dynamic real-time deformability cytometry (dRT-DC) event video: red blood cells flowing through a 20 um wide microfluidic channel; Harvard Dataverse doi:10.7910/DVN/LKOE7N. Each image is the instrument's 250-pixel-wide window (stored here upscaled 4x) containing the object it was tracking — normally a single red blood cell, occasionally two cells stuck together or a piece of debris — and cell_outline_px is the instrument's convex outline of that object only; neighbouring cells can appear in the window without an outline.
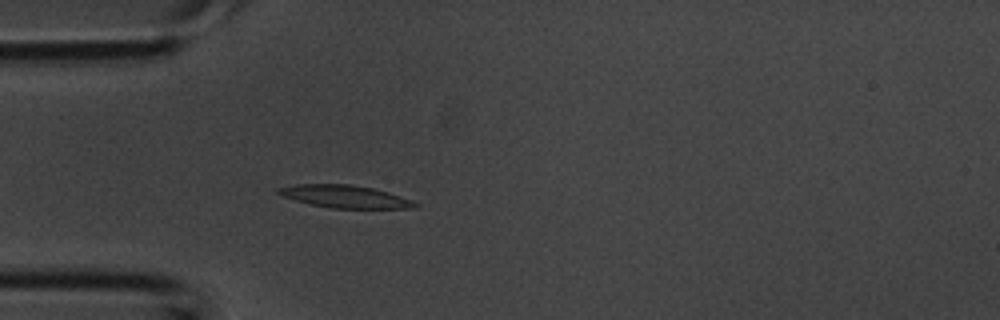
{"species": "common noctule bat (a hibernating species)", "species_latin": "Nyctalus noctula", "temperature_condition": "room temperature", "stored_images_in_passage": 3, "camera_frame_rate_fps": 3000, "um_per_image_px": 0.085, "animal": {"sex": "male", "body_mass_g": 20.1, "forearm_length_mm": 53.5}, "frame": {"image": 1, "passage_image": 3, "time_ms": 0.667, "image_size_px": [1000, 320], "cell_outline_px": [[420, 204], [412, 208], [332, 208], [312, 204], [296, 200], [284, 196], [276, 192], [276, 188], [296, 184], [348, 184], [372, 188], [388, 192], [412, 200]], "centroid_in_image_um": [29.32, 16.7], "position_along_channel_um": 55.7, "area_um2": 17.74}}